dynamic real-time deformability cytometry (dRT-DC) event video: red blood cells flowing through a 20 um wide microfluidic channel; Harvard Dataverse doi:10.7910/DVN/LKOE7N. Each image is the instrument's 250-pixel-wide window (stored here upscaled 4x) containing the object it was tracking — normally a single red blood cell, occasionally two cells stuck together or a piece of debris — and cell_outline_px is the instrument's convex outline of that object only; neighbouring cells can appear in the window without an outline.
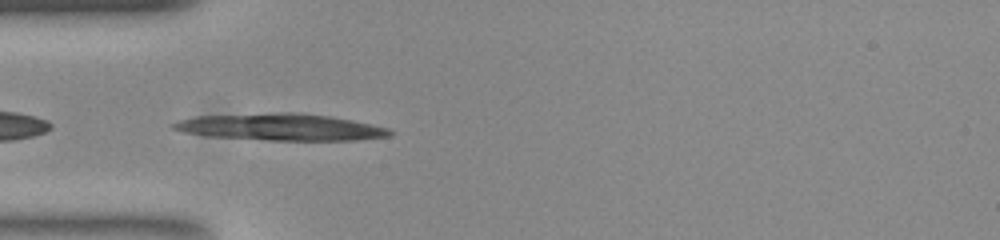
{"species": "common noctule bat (a hibernating species)", "species_latin": "Nyctalus noctula", "temperature_condition": "room temperature", "stored_images_in_passage": 38, "camera_frame_rate_fps": 3000, "um_per_image_px": 0.085, "animal": {"sex": "female", "body_mass_g": 23.0, "forearm_length_mm": 53.4}, "frame": {"image": 1, "passage_image": 1, "time_ms": 0.0, "image_size_px": [1000, 240], "cell_outline_px": [[396, 132], [392, 136], [356, 140], [268, 140], [208, 136], [184, 132], [172, 128], [172, 124], [176, 120], [196, 116], [280, 112], [292, 112], [332, 116], [352, 120], [388, 128]], "centroid_in_image_um": [23.88, 10.8], "position_along_channel_um": 61.1, "area_um2": 33.87}}